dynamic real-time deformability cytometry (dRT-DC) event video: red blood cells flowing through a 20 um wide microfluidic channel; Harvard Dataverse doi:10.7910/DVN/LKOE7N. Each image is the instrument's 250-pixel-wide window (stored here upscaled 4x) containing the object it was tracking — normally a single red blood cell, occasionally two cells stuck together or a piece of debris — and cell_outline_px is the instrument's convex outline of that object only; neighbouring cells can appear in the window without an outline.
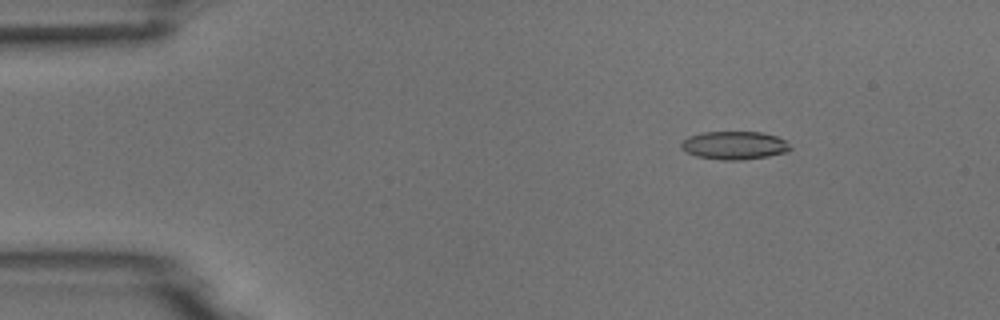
{"species": "common noctule bat (a hibernating species)", "species_latin": "Nyctalus noctula", "temperature_condition": "room temperature", "stored_images_in_passage": 6, "camera_frame_rate_fps": 3000, "um_per_image_px": 0.085, "animal": {"sex": "male", "body_mass_g": 18.8}, "frame": {"image": 1, "passage_image": 2, "time_ms": 1.0, "image_size_px": [1000, 320], "cell_outline_px": [[792, 148], [788, 152], [768, 156], [744, 160], [724, 160], [696, 156], [680, 148], [680, 144], [688, 136], [704, 132], [760, 132], [776, 136], [788, 140]], "centroid_in_image_um": [62.46, 12.35], "position_along_channel_um": 22.5, "area_um2": 18.03}}
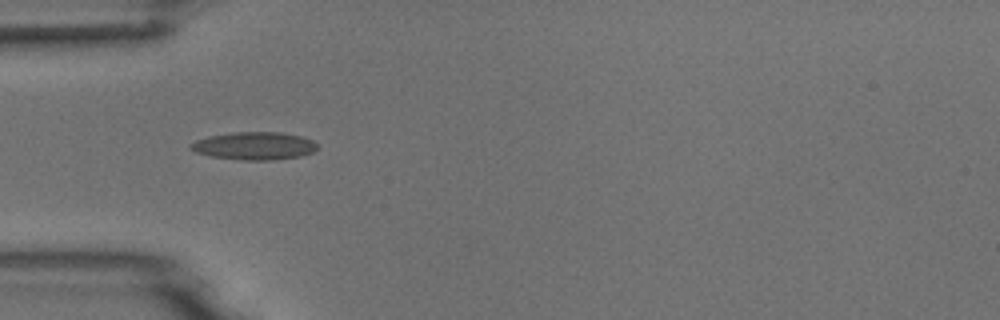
{"frame": {"image": 2, "passage_image": 4, "time_ms": 4.0, "image_size_px": [1000, 320], "cell_outline_px": [[316, 148], [312, 152], [300, 156], [272, 160], [240, 160], [212, 156], [196, 152], [188, 148], [188, 144], [196, 140], [208, 136], [236, 132], [280, 132], [304, 136], [312, 140], [316, 144]], "centroid_in_image_um": [21.59, 12.39], "position_along_channel_um": 63.4, "area_um2": 20.52}}